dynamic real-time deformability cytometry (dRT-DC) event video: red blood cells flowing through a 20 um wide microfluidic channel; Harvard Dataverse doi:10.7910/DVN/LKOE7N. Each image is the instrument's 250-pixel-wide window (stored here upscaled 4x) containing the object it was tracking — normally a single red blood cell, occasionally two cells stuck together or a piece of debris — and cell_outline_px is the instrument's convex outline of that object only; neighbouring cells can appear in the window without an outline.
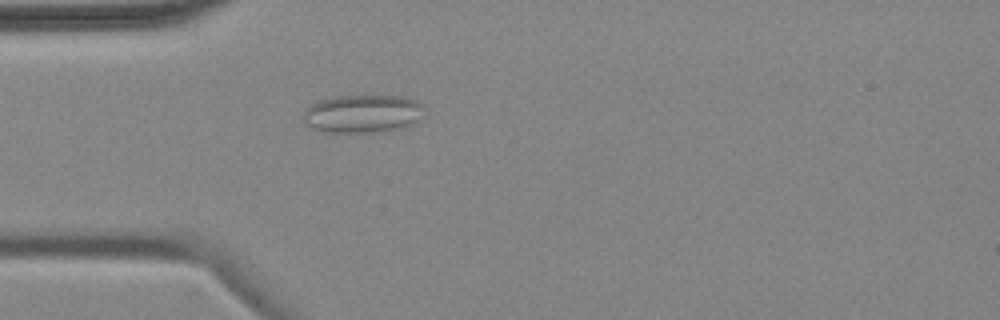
{"species": "common noctule bat (a hibernating species)", "species_latin": "Nyctalus noctula", "temperature_condition": "cold", "stored_images_in_passage": 5, "camera_frame_rate_fps": 3000, "um_per_image_px": 0.085, "animal": {"sex": "female", "body_mass_g": 18.4}, "frame": {"image": 1, "passage_image": 5, "time_ms": 4.667, "image_size_px": [1000, 320], "cell_outline_px": [[424, 116], [420, 120], [412, 124], [400, 128], [384, 132], [328, 132], [312, 128], [304, 124], [304, 108], [316, 100], [332, 96], [404, 96], [416, 100], [424, 104]], "centroid_in_image_um": [30.84, 9.66], "position_along_channel_um": 54.2, "area_um2": 27.46}}